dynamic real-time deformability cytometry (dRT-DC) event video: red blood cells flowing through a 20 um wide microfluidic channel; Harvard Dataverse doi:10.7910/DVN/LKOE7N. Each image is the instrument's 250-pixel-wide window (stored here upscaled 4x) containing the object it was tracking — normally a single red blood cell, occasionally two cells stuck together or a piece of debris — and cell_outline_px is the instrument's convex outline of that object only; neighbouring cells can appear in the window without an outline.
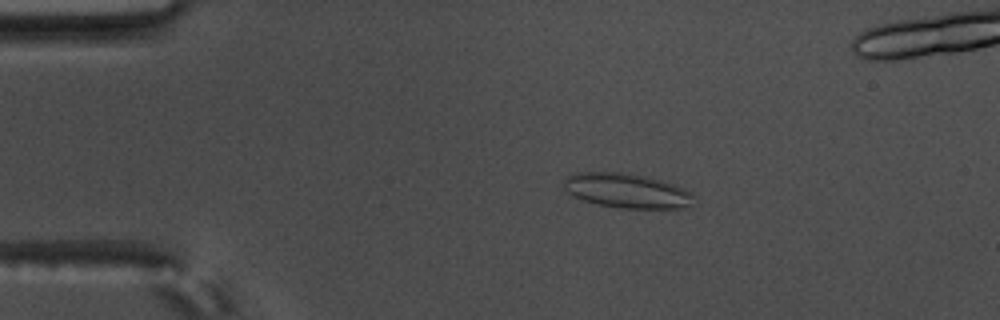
{"species": "common noctule bat (a hibernating species)", "species_latin": "Nyctalus noctula", "temperature_condition": "warm", "stored_images_in_passage": 59, "segment_of_instrument_passage": [1, 2], "camera_frame_rate_fps": 3000, "um_per_image_px": 0.085, "animal": {"sex": "male", "body_mass_g": 17.5, "forearm_length_mm": 52.3}, "frame": {"image": 1, "passage_image": 12, "time_ms": 3.667, "image_size_px": [1000, 320], "cell_outline_px": [[692, 208], [620, 208], [600, 204], [584, 200], [568, 192], [564, 188], [564, 180], [568, 176], [576, 172], [628, 172], [660, 180], [684, 188], [692, 192]], "centroid_in_image_um": [53.31, 16.2], "position_along_channel_um": 31.7, "area_um2": 26.07}}
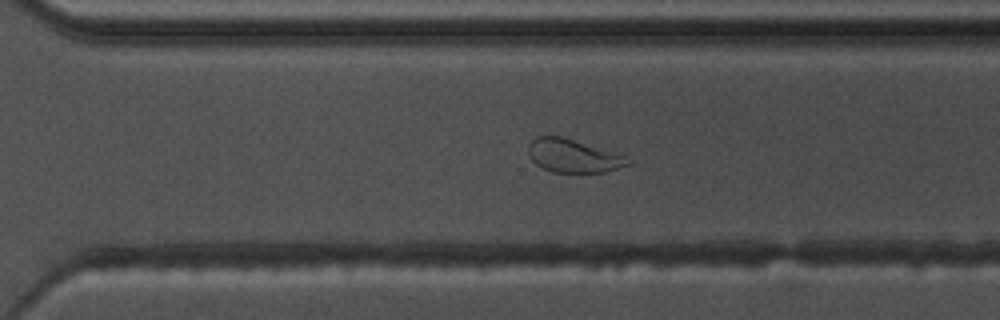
{"frame": {"image": 2, "passage_image": 41, "time_ms": 13.333, "image_size_px": [1000, 320], "cell_outline_px": [[632, 164], [604, 172], [552, 172], [536, 164], [528, 156], [528, 144], [536, 136], [560, 136], [624, 156], [632, 160]], "centroid_in_image_um": [48.68, 13.26], "position_along_channel_um": 321.9, "area_um2": 18.96}}
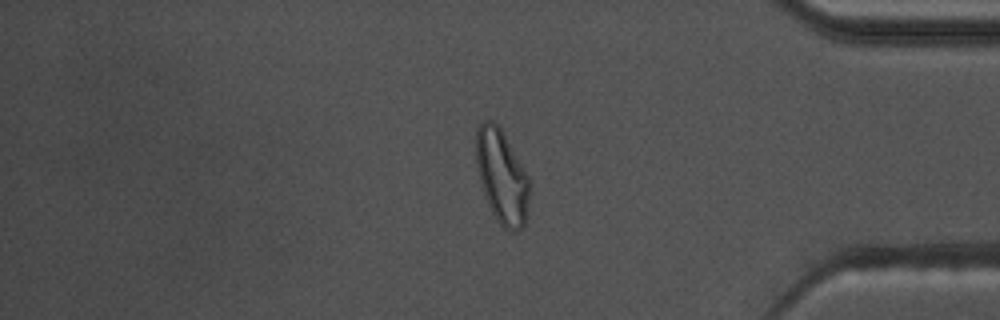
{"frame": {"image": 3, "passage_image": 49, "time_ms": 16.0, "image_size_px": [1000, 320], "cell_outline_px": [[532, 184], [528, 216], [524, 224], [516, 232], [508, 232], [496, 220], [488, 204], [480, 184], [476, 164], [476, 128], [484, 120], [492, 120], [500, 128], [528, 176]], "centroid_in_image_um": [42.68, 15.07], "position_along_channel_um": 392.5, "area_um2": 29.59}}